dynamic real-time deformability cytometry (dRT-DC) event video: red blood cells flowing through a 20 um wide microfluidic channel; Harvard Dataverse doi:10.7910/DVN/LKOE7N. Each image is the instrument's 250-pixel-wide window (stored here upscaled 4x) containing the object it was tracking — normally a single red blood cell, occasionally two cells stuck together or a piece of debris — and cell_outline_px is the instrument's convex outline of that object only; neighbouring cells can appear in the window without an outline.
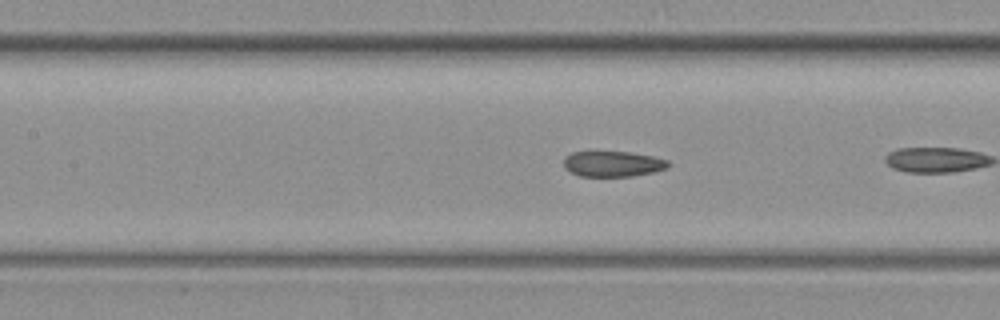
{"species": "common noctule bat (a hibernating species)", "species_latin": "Nyctalus noctula", "temperature_condition": "warm", "stored_images_in_passage": 5, "camera_frame_rate_fps": 3000, "um_per_image_px": 0.085, "animal": {"sex": "female", "body_mass_g": 19.3, "forearm_length_mm": 54.1}, "frame": {"image": 1, "passage_image": 4, "time_ms": 1.0, "image_size_px": [1000, 320], "cell_outline_px": [[672, 164], [668, 168], [652, 172], [632, 176], [580, 176], [564, 168], [564, 156], [572, 152], [592, 148], [632, 152], [652, 156], [668, 160]], "centroid_in_image_um": [52.05, 13.86], "position_along_channel_um": 155.4, "area_um2": 16.47}}